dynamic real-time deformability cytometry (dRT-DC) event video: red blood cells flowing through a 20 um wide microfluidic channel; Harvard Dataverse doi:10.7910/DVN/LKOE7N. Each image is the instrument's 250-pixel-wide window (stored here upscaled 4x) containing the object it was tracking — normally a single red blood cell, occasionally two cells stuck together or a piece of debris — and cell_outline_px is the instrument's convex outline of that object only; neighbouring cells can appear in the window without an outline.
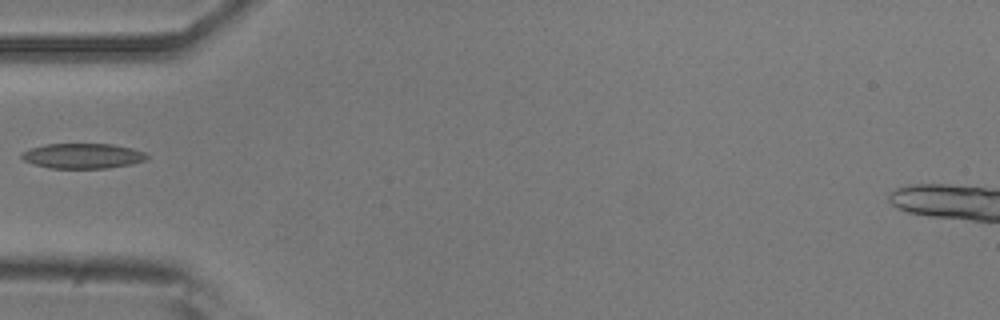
{"species": "common noctule bat (a hibernating species)", "species_latin": "Nyctalus noctula", "temperature_condition": "room temperature", "stored_images_in_passage": 19, "camera_frame_rate_fps": 3000, "um_per_image_px": 0.085, "animal": {"sex": "male", "body_mass_g": 20.5, "forearm_length_mm": 52.5}, "frame": {"image": 1, "passage_image": 1, "time_ms": 0.0, "image_size_px": [1000, 320], "cell_outline_px": [[148, 156], [144, 160], [132, 164], [108, 168], [48, 168], [24, 160], [20, 156], [24, 152], [32, 148], [44, 144], [112, 144], [132, 148], [144, 152]], "centroid_in_image_um": [7.05, 13.25], "position_along_channel_um": 77.9, "area_um2": 18.15}}
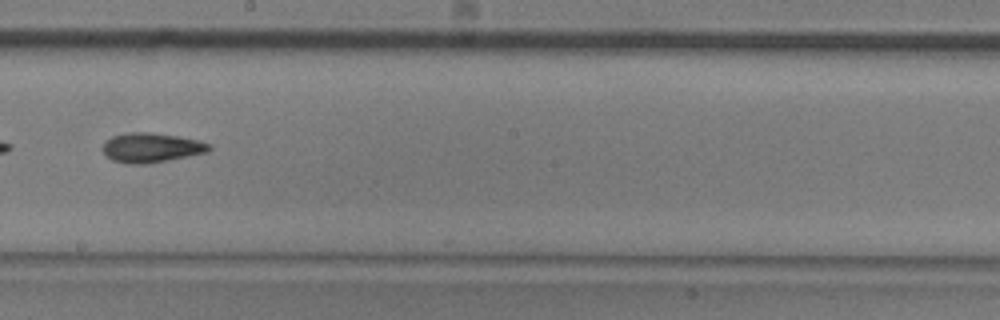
{"frame": {"image": 2, "passage_image": 13, "time_ms": 4.0, "image_size_px": [1000, 320], "cell_outline_px": [[212, 148], [208, 152], [148, 164], [128, 164], [112, 160], [104, 152], [104, 144], [112, 136], [132, 132], [152, 132], [180, 136], [212, 144]], "centroid_in_image_um": [12.91, 12.55], "position_along_channel_um": 235.3, "area_um2": 18.26}}
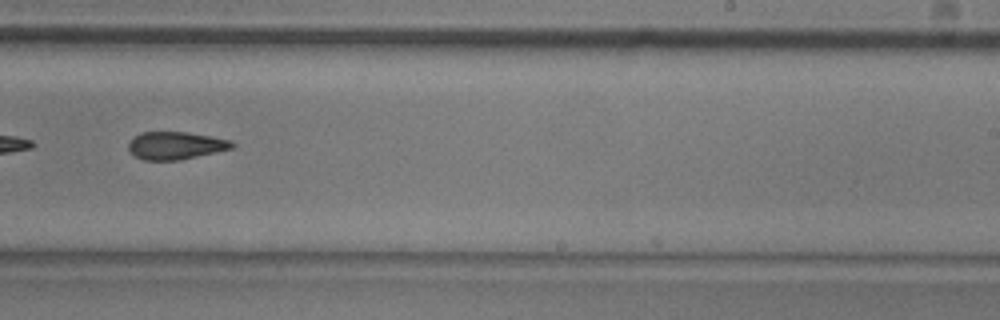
{"frame": {"image": 3, "passage_image": 16, "time_ms": 5.0, "image_size_px": [1000, 320], "cell_outline_px": [[236, 144], [232, 148], [180, 160], [144, 160], [136, 156], [128, 148], [128, 144], [140, 132], [188, 132], [212, 136], [232, 140]], "centroid_in_image_um": [14.96, 12.36], "position_along_channel_um": 274.0, "area_um2": 16.59}}